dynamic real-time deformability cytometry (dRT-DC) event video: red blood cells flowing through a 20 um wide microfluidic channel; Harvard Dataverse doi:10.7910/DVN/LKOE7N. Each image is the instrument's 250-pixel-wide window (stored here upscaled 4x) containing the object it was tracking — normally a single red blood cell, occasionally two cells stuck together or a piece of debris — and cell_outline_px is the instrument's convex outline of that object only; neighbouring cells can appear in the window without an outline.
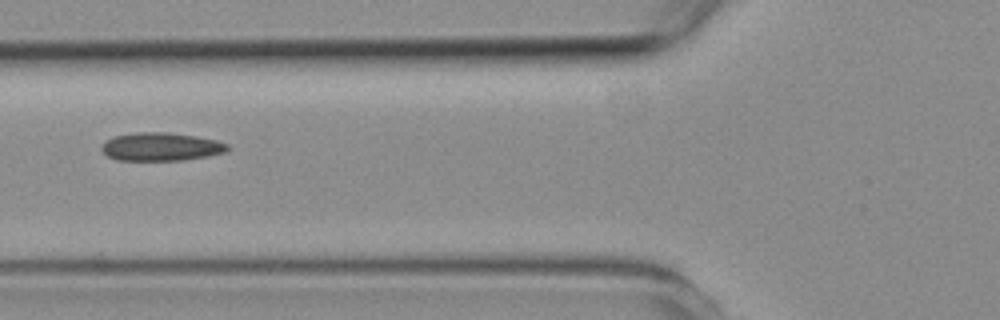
{"species": "common noctule bat (a hibernating species)", "species_latin": "Nyctalus noctula", "temperature_condition": "room temperature", "stored_images_in_passage": 5, "camera_frame_rate_fps": 3000, "um_per_image_px": 0.085, "animal": {"sex": "female", "body_mass_g": 19.3, "forearm_length_mm": 54.1}, "frame": {"image": 1, "passage_image": 5, "time_ms": 4.667, "image_size_px": [1000, 320], "cell_outline_px": [[228, 148], [224, 152], [208, 156], [184, 160], [116, 160], [108, 156], [100, 148], [108, 140], [116, 136], [140, 132], [168, 132], [196, 136], [216, 140], [228, 144]], "centroid_in_image_um": [13.71, 12.47], "position_along_channel_um": 112.1, "area_um2": 20.46}}